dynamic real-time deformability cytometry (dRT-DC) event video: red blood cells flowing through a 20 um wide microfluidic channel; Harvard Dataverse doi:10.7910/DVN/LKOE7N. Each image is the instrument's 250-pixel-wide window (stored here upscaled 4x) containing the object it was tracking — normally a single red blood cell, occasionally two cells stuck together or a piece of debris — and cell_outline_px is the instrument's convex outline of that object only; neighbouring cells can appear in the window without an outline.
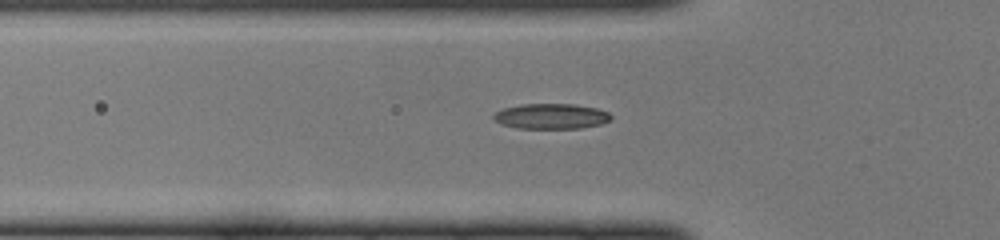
{"species": "common noctule bat (a hibernating species)", "species_latin": "Nyctalus noctula", "temperature_condition": "cold", "stored_images_in_passage": 43, "camera_frame_rate_fps": 3000, "um_per_image_px": 0.085, "animal": {"sex": "female", "body_mass_g": 22.0, "forearm_length_mm": 56.7}, "frame": {"image": 1, "passage_image": 16, "time_ms": 5.0, "image_size_px": [1000, 240], "cell_outline_px": [[612, 120], [600, 124], [580, 128], [516, 128], [500, 124], [492, 116], [496, 112], [504, 108], [524, 104], [576, 104], [596, 108], [608, 112], [612, 116]], "centroid_in_image_um": [46.87, 9.88], "position_along_channel_um": 78.9, "area_um2": 17.28}}
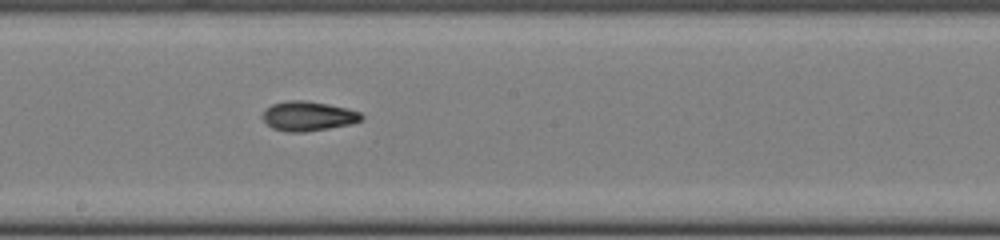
{"frame": {"image": 2, "passage_image": 26, "time_ms": 8.333, "image_size_px": [1000, 240], "cell_outline_px": [[364, 116], [360, 120], [352, 124], [304, 132], [288, 132], [272, 128], [264, 120], [264, 108], [272, 104], [284, 100], [304, 100], [328, 104], [360, 112]], "centroid_in_image_um": [26.17, 9.86], "position_along_channel_um": 222.0, "area_um2": 16.94}}
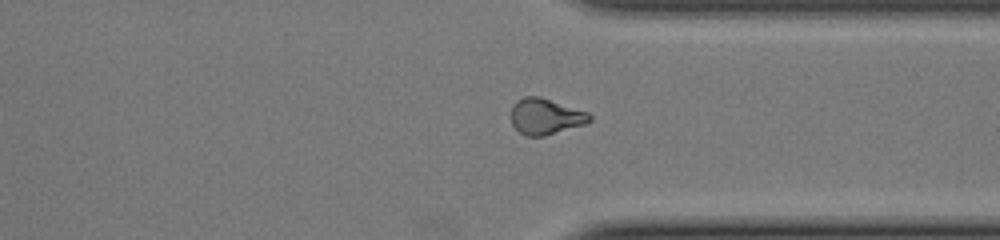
{"frame": {"image": 3, "passage_image": 36, "time_ms": 11.667, "image_size_px": [1000, 240], "cell_outline_px": [[592, 120], [588, 124], [544, 136], [524, 136], [512, 124], [512, 108], [516, 100], [524, 96], [540, 96], [588, 112], [592, 116]], "centroid_in_image_um": [46.41, 9.9], "position_along_channel_um": 365.0, "area_um2": 16.65}}